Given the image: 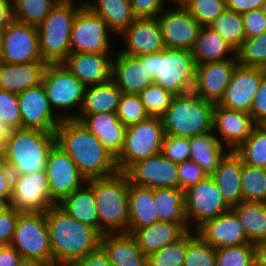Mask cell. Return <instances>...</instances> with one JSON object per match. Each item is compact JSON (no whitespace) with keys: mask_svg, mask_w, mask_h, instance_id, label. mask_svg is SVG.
<instances>
[{"mask_svg":"<svg viewBox=\"0 0 266 266\" xmlns=\"http://www.w3.org/2000/svg\"><path fill=\"white\" fill-rule=\"evenodd\" d=\"M56 144L75 162L86 181L119 172L116 157L76 119H63L55 132Z\"/></svg>","mask_w":266,"mask_h":266,"instance_id":"cell-1","label":"cell"},{"mask_svg":"<svg viewBox=\"0 0 266 266\" xmlns=\"http://www.w3.org/2000/svg\"><path fill=\"white\" fill-rule=\"evenodd\" d=\"M52 249V265L67 266L100 247L101 234L69 216L59 206L45 212Z\"/></svg>","mask_w":266,"mask_h":266,"instance_id":"cell-2","label":"cell"},{"mask_svg":"<svg viewBox=\"0 0 266 266\" xmlns=\"http://www.w3.org/2000/svg\"><path fill=\"white\" fill-rule=\"evenodd\" d=\"M56 143L55 132L20 128L5 139L0 159L12 174H33L45 171L50 149Z\"/></svg>","mask_w":266,"mask_h":266,"instance_id":"cell-3","label":"cell"},{"mask_svg":"<svg viewBox=\"0 0 266 266\" xmlns=\"http://www.w3.org/2000/svg\"><path fill=\"white\" fill-rule=\"evenodd\" d=\"M92 187L99 219V233H128L129 178L125 172L88 180Z\"/></svg>","mask_w":266,"mask_h":266,"instance_id":"cell-4","label":"cell"},{"mask_svg":"<svg viewBox=\"0 0 266 266\" xmlns=\"http://www.w3.org/2000/svg\"><path fill=\"white\" fill-rule=\"evenodd\" d=\"M83 5L79 2L59 1L37 27L43 61L61 63L69 55L73 22Z\"/></svg>","mask_w":266,"mask_h":266,"instance_id":"cell-5","label":"cell"},{"mask_svg":"<svg viewBox=\"0 0 266 266\" xmlns=\"http://www.w3.org/2000/svg\"><path fill=\"white\" fill-rule=\"evenodd\" d=\"M42 84L54 112L63 119H76L81 111L86 86L62 63H48Z\"/></svg>","mask_w":266,"mask_h":266,"instance_id":"cell-6","label":"cell"},{"mask_svg":"<svg viewBox=\"0 0 266 266\" xmlns=\"http://www.w3.org/2000/svg\"><path fill=\"white\" fill-rule=\"evenodd\" d=\"M164 136L160 117H148L128 126L122 151L116 157L119 172L126 173L135 163L162 153Z\"/></svg>","mask_w":266,"mask_h":266,"instance_id":"cell-7","label":"cell"},{"mask_svg":"<svg viewBox=\"0 0 266 266\" xmlns=\"http://www.w3.org/2000/svg\"><path fill=\"white\" fill-rule=\"evenodd\" d=\"M215 103L204 100L185 101L174 96L166 113L161 117L164 134L192 138L213 131Z\"/></svg>","mask_w":266,"mask_h":266,"instance_id":"cell-8","label":"cell"},{"mask_svg":"<svg viewBox=\"0 0 266 266\" xmlns=\"http://www.w3.org/2000/svg\"><path fill=\"white\" fill-rule=\"evenodd\" d=\"M115 38L99 15L86 5L79 9L71 30V52L115 54L118 45L121 46L114 44Z\"/></svg>","mask_w":266,"mask_h":266,"instance_id":"cell-9","label":"cell"},{"mask_svg":"<svg viewBox=\"0 0 266 266\" xmlns=\"http://www.w3.org/2000/svg\"><path fill=\"white\" fill-rule=\"evenodd\" d=\"M146 69L155 84L176 96L184 79L196 70V63L190 50L165 48L146 54Z\"/></svg>","mask_w":266,"mask_h":266,"instance_id":"cell-10","label":"cell"},{"mask_svg":"<svg viewBox=\"0 0 266 266\" xmlns=\"http://www.w3.org/2000/svg\"><path fill=\"white\" fill-rule=\"evenodd\" d=\"M23 260L52 264V249L45 213H21L10 243Z\"/></svg>","mask_w":266,"mask_h":266,"instance_id":"cell-11","label":"cell"},{"mask_svg":"<svg viewBox=\"0 0 266 266\" xmlns=\"http://www.w3.org/2000/svg\"><path fill=\"white\" fill-rule=\"evenodd\" d=\"M184 198L189 230H196L206 220L216 218L232 209L226 203L211 175L187 188L184 191Z\"/></svg>","mask_w":266,"mask_h":266,"instance_id":"cell-12","label":"cell"},{"mask_svg":"<svg viewBox=\"0 0 266 266\" xmlns=\"http://www.w3.org/2000/svg\"><path fill=\"white\" fill-rule=\"evenodd\" d=\"M12 175L10 207L21 213H45L56 205L51 199L46 171Z\"/></svg>","mask_w":266,"mask_h":266,"instance_id":"cell-13","label":"cell"},{"mask_svg":"<svg viewBox=\"0 0 266 266\" xmlns=\"http://www.w3.org/2000/svg\"><path fill=\"white\" fill-rule=\"evenodd\" d=\"M45 171L51 199L56 205L87 182L75 162L56 143L49 151Z\"/></svg>","mask_w":266,"mask_h":266,"instance_id":"cell-14","label":"cell"},{"mask_svg":"<svg viewBox=\"0 0 266 266\" xmlns=\"http://www.w3.org/2000/svg\"><path fill=\"white\" fill-rule=\"evenodd\" d=\"M2 62L24 64L43 61L37 27L12 19L3 30Z\"/></svg>","mask_w":266,"mask_h":266,"instance_id":"cell-15","label":"cell"},{"mask_svg":"<svg viewBox=\"0 0 266 266\" xmlns=\"http://www.w3.org/2000/svg\"><path fill=\"white\" fill-rule=\"evenodd\" d=\"M157 20L166 48L193 50L202 26L185 7L168 6Z\"/></svg>","mask_w":266,"mask_h":266,"instance_id":"cell-16","label":"cell"},{"mask_svg":"<svg viewBox=\"0 0 266 266\" xmlns=\"http://www.w3.org/2000/svg\"><path fill=\"white\" fill-rule=\"evenodd\" d=\"M17 95L22 128L56 132L62 119L50 105L46 89L42 83Z\"/></svg>","mask_w":266,"mask_h":266,"instance_id":"cell-17","label":"cell"},{"mask_svg":"<svg viewBox=\"0 0 266 266\" xmlns=\"http://www.w3.org/2000/svg\"><path fill=\"white\" fill-rule=\"evenodd\" d=\"M117 37L123 43L118 51L129 56L153 54L166 48L157 18H136Z\"/></svg>","mask_w":266,"mask_h":266,"instance_id":"cell-18","label":"cell"},{"mask_svg":"<svg viewBox=\"0 0 266 266\" xmlns=\"http://www.w3.org/2000/svg\"><path fill=\"white\" fill-rule=\"evenodd\" d=\"M265 76V69L238 64L223 97L217 104L226 109L250 113L255 94Z\"/></svg>","mask_w":266,"mask_h":266,"instance_id":"cell-19","label":"cell"},{"mask_svg":"<svg viewBox=\"0 0 266 266\" xmlns=\"http://www.w3.org/2000/svg\"><path fill=\"white\" fill-rule=\"evenodd\" d=\"M256 126L250 113L226 109L217 103L213 110V132L228 151H235Z\"/></svg>","mask_w":266,"mask_h":266,"instance_id":"cell-20","label":"cell"},{"mask_svg":"<svg viewBox=\"0 0 266 266\" xmlns=\"http://www.w3.org/2000/svg\"><path fill=\"white\" fill-rule=\"evenodd\" d=\"M126 174L131 183L142 187L178 188L177 163L163 153L135 163Z\"/></svg>","mask_w":266,"mask_h":266,"instance_id":"cell-21","label":"cell"},{"mask_svg":"<svg viewBox=\"0 0 266 266\" xmlns=\"http://www.w3.org/2000/svg\"><path fill=\"white\" fill-rule=\"evenodd\" d=\"M196 232L215 249L251 243L245 227L232 209L216 218L206 220L196 229Z\"/></svg>","mask_w":266,"mask_h":266,"instance_id":"cell-22","label":"cell"},{"mask_svg":"<svg viewBox=\"0 0 266 266\" xmlns=\"http://www.w3.org/2000/svg\"><path fill=\"white\" fill-rule=\"evenodd\" d=\"M112 80L123 94L139 95L154 83L146 69V55L134 57L116 49L112 61Z\"/></svg>","mask_w":266,"mask_h":266,"instance_id":"cell-23","label":"cell"},{"mask_svg":"<svg viewBox=\"0 0 266 266\" xmlns=\"http://www.w3.org/2000/svg\"><path fill=\"white\" fill-rule=\"evenodd\" d=\"M114 54L70 52L61 62L86 87L112 79Z\"/></svg>","mask_w":266,"mask_h":266,"instance_id":"cell-24","label":"cell"},{"mask_svg":"<svg viewBox=\"0 0 266 266\" xmlns=\"http://www.w3.org/2000/svg\"><path fill=\"white\" fill-rule=\"evenodd\" d=\"M85 128L98 138L104 147L117 157L122 151L127 127L118 119L116 112L78 116Z\"/></svg>","mask_w":266,"mask_h":266,"instance_id":"cell-25","label":"cell"},{"mask_svg":"<svg viewBox=\"0 0 266 266\" xmlns=\"http://www.w3.org/2000/svg\"><path fill=\"white\" fill-rule=\"evenodd\" d=\"M100 247L107 254L113 266H147L146 255L139 248L132 234H103Z\"/></svg>","mask_w":266,"mask_h":266,"instance_id":"cell-26","label":"cell"},{"mask_svg":"<svg viewBox=\"0 0 266 266\" xmlns=\"http://www.w3.org/2000/svg\"><path fill=\"white\" fill-rule=\"evenodd\" d=\"M211 176L231 208L243 201L242 160L234 151L225 154Z\"/></svg>","mask_w":266,"mask_h":266,"instance_id":"cell-27","label":"cell"},{"mask_svg":"<svg viewBox=\"0 0 266 266\" xmlns=\"http://www.w3.org/2000/svg\"><path fill=\"white\" fill-rule=\"evenodd\" d=\"M237 65V58L196 65L205 100L215 104L220 101Z\"/></svg>","mask_w":266,"mask_h":266,"instance_id":"cell-28","label":"cell"},{"mask_svg":"<svg viewBox=\"0 0 266 266\" xmlns=\"http://www.w3.org/2000/svg\"><path fill=\"white\" fill-rule=\"evenodd\" d=\"M47 62L0 63V89L19 94L42 83Z\"/></svg>","mask_w":266,"mask_h":266,"instance_id":"cell-29","label":"cell"},{"mask_svg":"<svg viewBox=\"0 0 266 266\" xmlns=\"http://www.w3.org/2000/svg\"><path fill=\"white\" fill-rule=\"evenodd\" d=\"M189 230L188 223L157 222L137 229L132 235L147 256L180 239Z\"/></svg>","mask_w":266,"mask_h":266,"instance_id":"cell-30","label":"cell"},{"mask_svg":"<svg viewBox=\"0 0 266 266\" xmlns=\"http://www.w3.org/2000/svg\"><path fill=\"white\" fill-rule=\"evenodd\" d=\"M129 221L128 233L159 222L154 208V189L142 187L129 181L128 189Z\"/></svg>","mask_w":266,"mask_h":266,"instance_id":"cell-31","label":"cell"},{"mask_svg":"<svg viewBox=\"0 0 266 266\" xmlns=\"http://www.w3.org/2000/svg\"><path fill=\"white\" fill-rule=\"evenodd\" d=\"M192 54L196 65L236 58V51L209 26L200 28Z\"/></svg>","mask_w":266,"mask_h":266,"instance_id":"cell-32","label":"cell"},{"mask_svg":"<svg viewBox=\"0 0 266 266\" xmlns=\"http://www.w3.org/2000/svg\"><path fill=\"white\" fill-rule=\"evenodd\" d=\"M86 6L105 21L116 38L137 18L130 0H86Z\"/></svg>","mask_w":266,"mask_h":266,"instance_id":"cell-33","label":"cell"},{"mask_svg":"<svg viewBox=\"0 0 266 266\" xmlns=\"http://www.w3.org/2000/svg\"><path fill=\"white\" fill-rule=\"evenodd\" d=\"M69 216L99 232V219L92 187L86 182L58 204Z\"/></svg>","mask_w":266,"mask_h":266,"instance_id":"cell-34","label":"cell"},{"mask_svg":"<svg viewBox=\"0 0 266 266\" xmlns=\"http://www.w3.org/2000/svg\"><path fill=\"white\" fill-rule=\"evenodd\" d=\"M228 150L222 146L213 131L190 138V161L198 163L202 170L211 175Z\"/></svg>","mask_w":266,"mask_h":266,"instance_id":"cell-35","label":"cell"},{"mask_svg":"<svg viewBox=\"0 0 266 266\" xmlns=\"http://www.w3.org/2000/svg\"><path fill=\"white\" fill-rule=\"evenodd\" d=\"M123 93L111 79L106 83L88 86L78 116L89 114L117 112Z\"/></svg>","mask_w":266,"mask_h":266,"instance_id":"cell-36","label":"cell"},{"mask_svg":"<svg viewBox=\"0 0 266 266\" xmlns=\"http://www.w3.org/2000/svg\"><path fill=\"white\" fill-rule=\"evenodd\" d=\"M154 208L159 222L188 223L184 191L180 188L154 189Z\"/></svg>","mask_w":266,"mask_h":266,"instance_id":"cell-37","label":"cell"},{"mask_svg":"<svg viewBox=\"0 0 266 266\" xmlns=\"http://www.w3.org/2000/svg\"><path fill=\"white\" fill-rule=\"evenodd\" d=\"M232 210L245 227L251 243L266 240V206L264 202L242 201Z\"/></svg>","mask_w":266,"mask_h":266,"instance_id":"cell-38","label":"cell"},{"mask_svg":"<svg viewBox=\"0 0 266 266\" xmlns=\"http://www.w3.org/2000/svg\"><path fill=\"white\" fill-rule=\"evenodd\" d=\"M12 19L38 27L59 0H11Z\"/></svg>","mask_w":266,"mask_h":266,"instance_id":"cell-39","label":"cell"},{"mask_svg":"<svg viewBox=\"0 0 266 266\" xmlns=\"http://www.w3.org/2000/svg\"><path fill=\"white\" fill-rule=\"evenodd\" d=\"M234 152L242 163L266 169V129L256 125L250 136Z\"/></svg>","mask_w":266,"mask_h":266,"instance_id":"cell-40","label":"cell"},{"mask_svg":"<svg viewBox=\"0 0 266 266\" xmlns=\"http://www.w3.org/2000/svg\"><path fill=\"white\" fill-rule=\"evenodd\" d=\"M209 27L218 33L235 51L245 38L242 14L226 9Z\"/></svg>","mask_w":266,"mask_h":266,"instance_id":"cell-41","label":"cell"},{"mask_svg":"<svg viewBox=\"0 0 266 266\" xmlns=\"http://www.w3.org/2000/svg\"><path fill=\"white\" fill-rule=\"evenodd\" d=\"M183 266H216V249L197 235L196 230L187 231V251Z\"/></svg>","mask_w":266,"mask_h":266,"instance_id":"cell-42","label":"cell"},{"mask_svg":"<svg viewBox=\"0 0 266 266\" xmlns=\"http://www.w3.org/2000/svg\"><path fill=\"white\" fill-rule=\"evenodd\" d=\"M243 201L266 202V169L242 163Z\"/></svg>","mask_w":266,"mask_h":266,"instance_id":"cell-43","label":"cell"},{"mask_svg":"<svg viewBox=\"0 0 266 266\" xmlns=\"http://www.w3.org/2000/svg\"><path fill=\"white\" fill-rule=\"evenodd\" d=\"M239 65L266 70V31L257 37L246 38L236 51Z\"/></svg>","mask_w":266,"mask_h":266,"instance_id":"cell-44","label":"cell"},{"mask_svg":"<svg viewBox=\"0 0 266 266\" xmlns=\"http://www.w3.org/2000/svg\"><path fill=\"white\" fill-rule=\"evenodd\" d=\"M187 251V232L177 241L146 256L147 266H183Z\"/></svg>","mask_w":266,"mask_h":266,"instance_id":"cell-45","label":"cell"},{"mask_svg":"<svg viewBox=\"0 0 266 266\" xmlns=\"http://www.w3.org/2000/svg\"><path fill=\"white\" fill-rule=\"evenodd\" d=\"M141 101L150 117H162L171 104L172 95L160 85L150 84L140 94Z\"/></svg>","mask_w":266,"mask_h":266,"instance_id":"cell-46","label":"cell"},{"mask_svg":"<svg viewBox=\"0 0 266 266\" xmlns=\"http://www.w3.org/2000/svg\"><path fill=\"white\" fill-rule=\"evenodd\" d=\"M253 261V243L216 249V266H250Z\"/></svg>","mask_w":266,"mask_h":266,"instance_id":"cell-47","label":"cell"},{"mask_svg":"<svg viewBox=\"0 0 266 266\" xmlns=\"http://www.w3.org/2000/svg\"><path fill=\"white\" fill-rule=\"evenodd\" d=\"M184 7L202 27L209 26L227 9L225 0H190Z\"/></svg>","mask_w":266,"mask_h":266,"instance_id":"cell-48","label":"cell"},{"mask_svg":"<svg viewBox=\"0 0 266 266\" xmlns=\"http://www.w3.org/2000/svg\"><path fill=\"white\" fill-rule=\"evenodd\" d=\"M118 119L126 126L136 124L150 117L140 95L123 94L117 109Z\"/></svg>","mask_w":266,"mask_h":266,"instance_id":"cell-49","label":"cell"},{"mask_svg":"<svg viewBox=\"0 0 266 266\" xmlns=\"http://www.w3.org/2000/svg\"><path fill=\"white\" fill-rule=\"evenodd\" d=\"M0 121L11 130L22 128L18 95L3 89H0Z\"/></svg>","mask_w":266,"mask_h":266,"instance_id":"cell-50","label":"cell"},{"mask_svg":"<svg viewBox=\"0 0 266 266\" xmlns=\"http://www.w3.org/2000/svg\"><path fill=\"white\" fill-rule=\"evenodd\" d=\"M162 153L174 163H181L190 158V138L165 135Z\"/></svg>","mask_w":266,"mask_h":266,"instance_id":"cell-51","label":"cell"},{"mask_svg":"<svg viewBox=\"0 0 266 266\" xmlns=\"http://www.w3.org/2000/svg\"><path fill=\"white\" fill-rule=\"evenodd\" d=\"M178 188L185 191L192 185L197 184L207 175L198 163L187 160L177 164Z\"/></svg>","mask_w":266,"mask_h":266,"instance_id":"cell-52","label":"cell"},{"mask_svg":"<svg viewBox=\"0 0 266 266\" xmlns=\"http://www.w3.org/2000/svg\"><path fill=\"white\" fill-rule=\"evenodd\" d=\"M20 214L10 206L0 213V246L10 245Z\"/></svg>","mask_w":266,"mask_h":266,"instance_id":"cell-53","label":"cell"},{"mask_svg":"<svg viewBox=\"0 0 266 266\" xmlns=\"http://www.w3.org/2000/svg\"><path fill=\"white\" fill-rule=\"evenodd\" d=\"M176 97L185 101H204L197 69L190 73L181 83Z\"/></svg>","mask_w":266,"mask_h":266,"instance_id":"cell-54","label":"cell"},{"mask_svg":"<svg viewBox=\"0 0 266 266\" xmlns=\"http://www.w3.org/2000/svg\"><path fill=\"white\" fill-rule=\"evenodd\" d=\"M245 38L257 37L266 31V16L262 9L242 14Z\"/></svg>","mask_w":266,"mask_h":266,"instance_id":"cell-55","label":"cell"},{"mask_svg":"<svg viewBox=\"0 0 266 266\" xmlns=\"http://www.w3.org/2000/svg\"><path fill=\"white\" fill-rule=\"evenodd\" d=\"M130 2L137 18H157L168 7L165 0H130Z\"/></svg>","mask_w":266,"mask_h":266,"instance_id":"cell-56","label":"cell"},{"mask_svg":"<svg viewBox=\"0 0 266 266\" xmlns=\"http://www.w3.org/2000/svg\"><path fill=\"white\" fill-rule=\"evenodd\" d=\"M250 114L256 125H261L266 121V76L261 80L255 94Z\"/></svg>","mask_w":266,"mask_h":266,"instance_id":"cell-57","label":"cell"},{"mask_svg":"<svg viewBox=\"0 0 266 266\" xmlns=\"http://www.w3.org/2000/svg\"><path fill=\"white\" fill-rule=\"evenodd\" d=\"M67 266H113L107 254L99 247L83 258L71 261Z\"/></svg>","mask_w":266,"mask_h":266,"instance_id":"cell-58","label":"cell"},{"mask_svg":"<svg viewBox=\"0 0 266 266\" xmlns=\"http://www.w3.org/2000/svg\"><path fill=\"white\" fill-rule=\"evenodd\" d=\"M13 175L10 168L0 159V201L9 206L12 195Z\"/></svg>","mask_w":266,"mask_h":266,"instance_id":"cell-59","label":"cell"},{"mask_svg":"<svg viewBox=\"0 0 266 266\" xmlns=\"http://www.w3.org/2000/svg\"><path fill=\"white\" fill-rule=\"evenodd\" d=\"M228 10L244 14L251 10L261 9L265 0H225Z\"/></svg>","mask_w":266,"mask_h":266,"instance_id":"cell-60","label":"cell"},{"mask_svg":"<svg viewBox=\"0 0 266 266\" xmlns=\"http://www.w3.org/2000/svg\"><path fill=\"white\" fill-rule=\"evenodd\" d=\"M22 260L21 254L13 246H0V266H18Z\"/></svg>","mask_w":266,"mask_h":266,"instance_id":"cell-61","label":"cell"},{"mask_svg":"<svg viewBox=\"0 0 266 266\" xmlns=\"http://www.w3.org/2000/svg\"><path fill=\"white\" fill-rule=\"evenodd\" d=\"M12 20V1L0 0V30H4Z\"/></svg>","mask_w":266,"mask_h":266,"instance_id":"cell-62","label":"cell"},{"mask_svg":"<svg viewBox=\"0 0 266 266\" xmlns=\"http://www.w3.org/2000/svg\"><path fill=\"white\" fill-rule=\"evenodd\" d=\"M254 260L262 266H266V240L253 243Z\"/></svg>","mask_w":266,"mask_h":266,"instance_id":"cell-63","label":"cell"},{"mask_svg":"<svg viewBox=\"0 0 266 266\" xmlns=\"http://www.w3.org/2000/svg\"><path fill=\"white\" fill-rule=\"evenodd\" d=\"M11 128L0 121V157L3 153L5 139L11 134Z\"/></svg>","mask_w":266,"mask_h":266,"instance_id":"cell-64","label":"cell"},{"mask_svg":"<svg viewBox=\"0 0 266 266\" xmlns=\"http://www.w3.org/2000/svg\"><path fill=\"white\" fill-rule=\"evenodd\" d=\"M18 266H53L51 263H46L39 260H22Z\"/></svg>","mask_w":266,"mask_h":266,"instance_id":"cell-65","label":"cell"},{"mask_svg":"<svg viewBox=\"0 0 266 266\" xmlns=\"http://www.w3.org/2000/svg\"><path fill=\"white\" fill-rule=\"evenodd\" d=\"M190 0H165L167 6H182L184 7ZM169 4V5H168Z\"/></svg>","mask_w":266,"mask_h":266,"instance_id":"cell-66","label":"cell"},{"mask_svg":"<svg viewBox=\"0 0 266 266\" xmlns=\"http://www.w3.org/2000/svg\"><path fill=\"white\" fill-rule=\"evenodd\" d=\"M2 43H3V31L0 30V63H2Z\"/></svg>","mask_w":266,"mask_h":266,"instance_id":"cell-67","label":"cell"},{"mask_svg":"<svg viewBox=\"0 0 266 266\" xmlns=\"http://www.w3.org/2000/svg\"><path fill=\"white\" fill-rule=\"evenodd\" d=\"M59 1H63V2H79L81 4L86 5V0H59Z\"/></svg>","mask_w":266,"mask_h":266,"instance_id":"cell-68","label":"cell"},{"mask_svg":"<svg viewBox=\"0 0 266 266\" xmlns=\"http://www.w3.org/2000/svg\"><path fill=\"white\" fill-rule=\"evenodd\" d=\"M6 207H7V205L0 201V213H2Z\"/></svg>","mask_w":266,"mask_h":266,"instance_id":"cell-69","label":"cell"},{"mask_svg":"<svg viewBox=\"0 0 266 266\" xmlns=\"http://www.w3.org/2000/svg\"><path fill=\"white\" fill-rule=\"evenodd\" d=\"M261 9H262L264 15L266 16V0L263 2V5H262Z\"/></svg>","mask_w":266,"mask_h":266,"instance_id":"cell-70","label":"cell"},{"mask_svg":"<svg viewBox=\"0 0 266 266\" xmlns=\"http://www.w3.org/2000/svg\"><path fill=\"white\" fill-rule=\"evenodd\" d=\"M250 266H262V265H259V264L254 260L253 263H252Z\"/></svg>","mask_w":266,"mask_h":266,"instance_id":"cell-71","label":"cell"},{"mask_svg":"<svg viewBox=\"0 0 266 266\" xmlns=\"http://www.w3.org/2000/svg\"><path fill=\"white\" fill-rule=\"evenodd\" d=\"M266 129V121L261 124Z\"/></svg>","mask_w":266,"mask_h":266,"instance_id":"cell-72","label":"cell"}]
</instances>
